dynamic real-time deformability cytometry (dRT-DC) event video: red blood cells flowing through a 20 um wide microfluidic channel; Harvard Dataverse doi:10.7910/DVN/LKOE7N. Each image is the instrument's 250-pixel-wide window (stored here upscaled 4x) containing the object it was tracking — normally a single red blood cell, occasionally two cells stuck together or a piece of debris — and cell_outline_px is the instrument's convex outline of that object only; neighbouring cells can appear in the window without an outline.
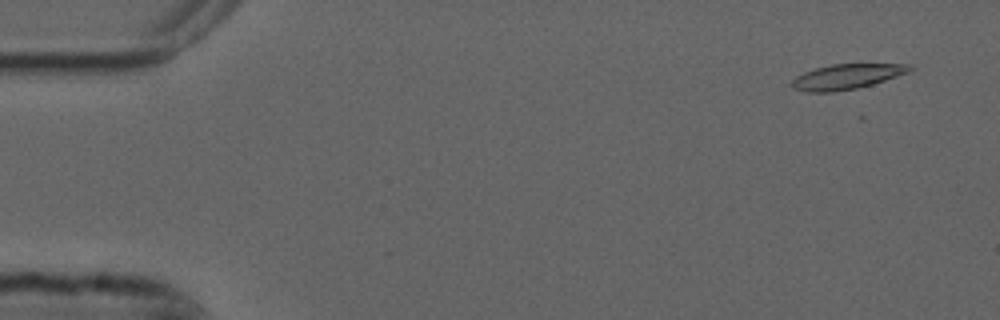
{"species": "common noctule bat (a hibernating species)", "species_latin": "Nyctalus noctula", "temperature_condition": "cold", "stored_images_in_passage": 8, "camera_frame_rate_fps": 3000, "um_per_image_px": 0.085, "animal": {"sex": "male", "forearm_length_mm": 52.5}, "frame": {"image": 1, "passage_image": 1, "time_ms": 0.0, "image_size_px": [1000, 320], "cell_outline_px": [[916, 68], [908, 72], [872, 84], [856, 88], [832, 92], [804, 92], [792, 88], [792, 80], [796, 76], [804, 72], [816, 68], [832, 64], [912, 64]], "centroid_in_image_um": [71.96, 6.51], "position_along_channel_um": 13.0, "area_um2": 17.17}}
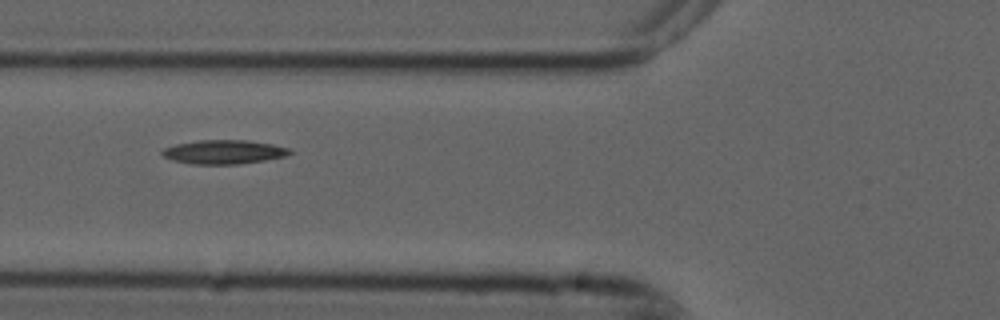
{"frame": {"image": 2, "passage_image": 6, "time_ms": 1.667, "image_size_px": [1000, 320], "cell_outline_px": [[292, 152], [284, 156], [264, 160], [240, 164], [192, 164], [172, 160], [164, 156], [160, 152], [164, 148], [176, 144], [200, 140], [248, 140], [272, 144], [288, 148]], "centroid_in_image_um": [19.0, 12.91], "position_along_channel_um": 106.8, "area_um2": 17.69}}
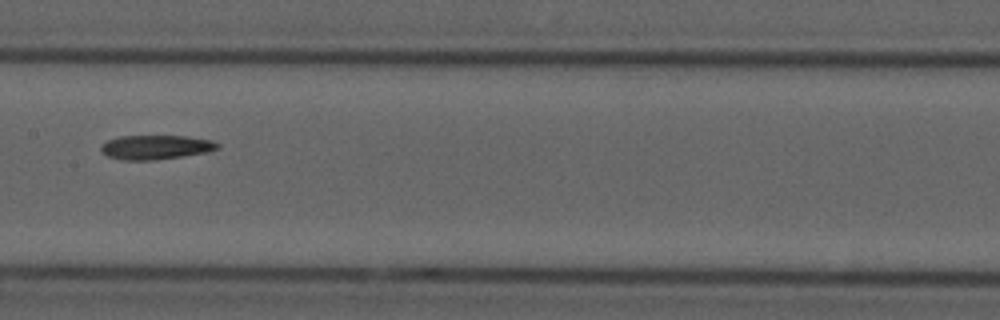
{"frame": {"image": 3, "passage_image": 8, "time_ms": 2.333, "image_size_px": [1000, 320], "cell_outline_px": [[220, 148], [208, 152], [184, 156], [152, 160], [120, 160], [108, 156], [100, 152], [100, 144], [108, 140], [120, 136], [184, 136], [212, 140], [220, 144]], "centroid_in_image_um": [13.23, 12.51], "position_along_channel_um": 194.2, "area_um2": 16.65}}